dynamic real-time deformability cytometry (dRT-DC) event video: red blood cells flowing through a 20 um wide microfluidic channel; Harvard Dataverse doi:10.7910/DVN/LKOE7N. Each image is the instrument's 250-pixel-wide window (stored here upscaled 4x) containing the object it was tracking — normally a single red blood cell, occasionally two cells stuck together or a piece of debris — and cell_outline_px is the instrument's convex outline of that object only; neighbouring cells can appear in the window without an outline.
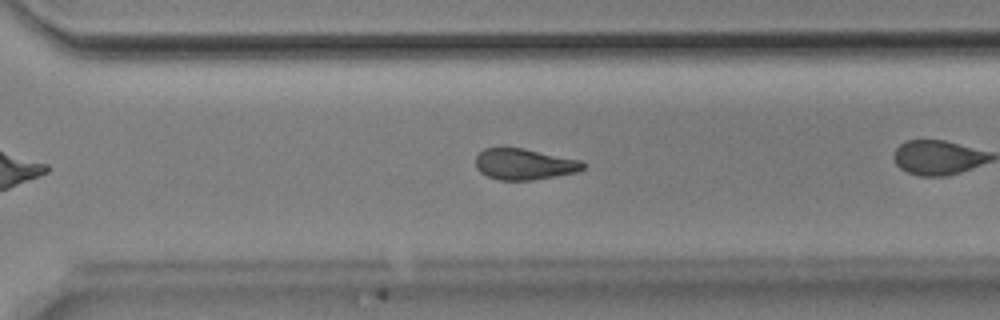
{"species": "Egyptian fruit bat (a non-hibernating species)", "species_latin": "Rousettus aegyptiacus", "temperature_condition": "room temperature", "stored_images_in_passage": 26, "camera_frame_rate_fps": 3000, "um_per_image_px": 0.085, "animal": {"sex": "male"}, "frame": {"image": 1, "passage_image": 22, "time_ms": 7.0, "image_size_px": [1000, 320], "cell_outline_px": [[588, 164], [584, 168], [576, 172], [532, 180], [500, 180], [488, 176], [480, 172], [476, 168], [476, 156], [484, 148], [524, 148], [580, 160]], "centroid_in_image_um": [44.57, 13.95], "position_along_channel_um": 326.0, "area_um2": 19.36}}